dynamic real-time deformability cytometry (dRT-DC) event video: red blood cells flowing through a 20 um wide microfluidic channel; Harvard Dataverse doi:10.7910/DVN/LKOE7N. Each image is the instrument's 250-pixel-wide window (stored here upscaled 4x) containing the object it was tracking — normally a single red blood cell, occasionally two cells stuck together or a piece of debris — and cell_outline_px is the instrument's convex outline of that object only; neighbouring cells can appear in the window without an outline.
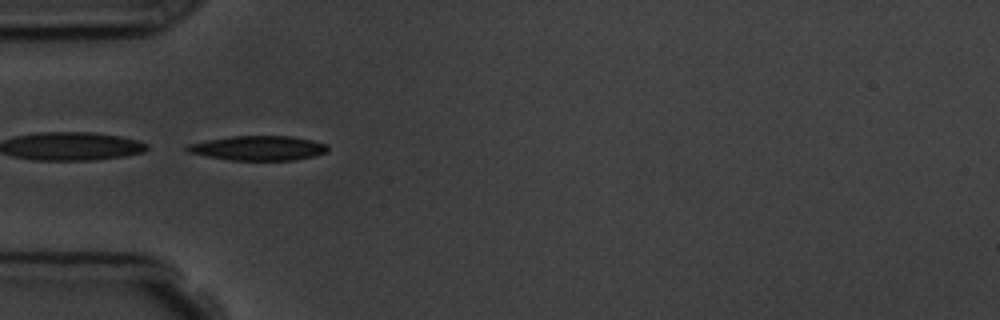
{"species": "common noctule bat (a hibernating species)", "species_latin": "Nyctalus noctula", "temperature_condition": "room temperature", "stored_images_in_passage": 5, "camera_frame_rate_fps": 3000, "um_per_image_px": 0.085, "animal": {"sex": "male", "body_mass_g": 19.5, "forearm_length_mm": 54.6}, "frame": {"image": 1, "passage_image": 4, "time_ms": 3.667, "image_size_px": [1000, 320], "cell_outline_px": [[328, 152], [316, 156], [292, 160], [228, 160], [204, 156], [188, 152], [184, 148], [188, 144], [208, 140], [232, 136], [292, 136], [312, 140], [328, 144]], "centroid_in_image_um": [21.97, 12.59], "position_along_channel_um": 63.0, "area_um2": 20.29}}